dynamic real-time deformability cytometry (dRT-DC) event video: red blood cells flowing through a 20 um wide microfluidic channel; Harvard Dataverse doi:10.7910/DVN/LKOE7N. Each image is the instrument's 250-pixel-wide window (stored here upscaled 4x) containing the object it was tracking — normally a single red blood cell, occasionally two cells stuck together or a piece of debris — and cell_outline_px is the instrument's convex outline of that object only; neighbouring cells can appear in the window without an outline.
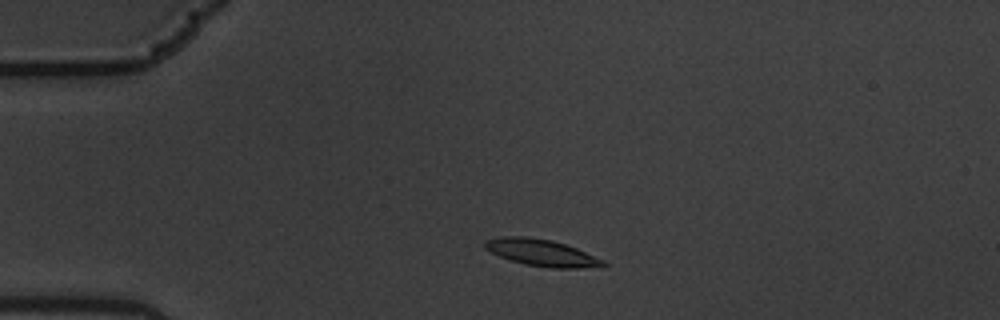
{"species": "common noctule bat (a hibernating species)", "species_latin": "Nyctalus noctula", "temperature_condition": "warm", "stored_images_in_passage": 2, "camera_frame_rate_fps": 3000, "um_per_image_px": 0.085, "animal": {"sex": "male", "body_mass_g": 19.5, "forearm_length_mm": 54.6}, "frame": {"image": 1, "passage_image": 1, "time_ms": 0.0, "image_size_px": [1000, 320], "cell_outline_px": [[608, 264], [580, 268], [552, 268], [524, 264], [508, 260], [484, 248], [480, 244], [484, 240], [504, 236], [528, 236], [552, 240], [576, 248], [604, 260]], "centroid_in_image_um": [45.96, 21.46], "position_along_channel_um": 39.0, "area_um2": 18.44}}